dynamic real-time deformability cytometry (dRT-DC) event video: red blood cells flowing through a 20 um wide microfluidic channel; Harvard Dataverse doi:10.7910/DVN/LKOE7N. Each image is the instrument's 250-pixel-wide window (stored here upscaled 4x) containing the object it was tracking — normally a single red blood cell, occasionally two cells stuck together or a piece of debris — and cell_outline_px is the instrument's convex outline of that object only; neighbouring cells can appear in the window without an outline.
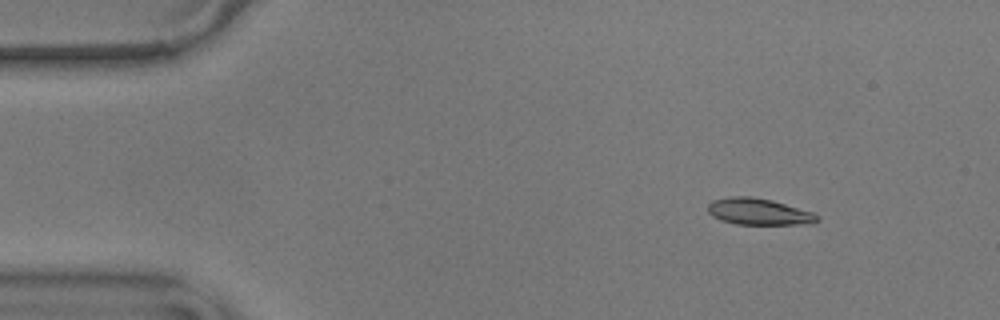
{"species": "common noctule bat (a hibernating species)", "species_latin": "Nyctalus noctula", "temperature_condition": "warm", "stored_images_in_passage": 5, "camera_frame_rate_fps": 3000, "um_per_image_px": 0.085, "animal": {"sex": "male", "body_mass_g": 17.9}, "frame": {"image": 1, "passage_image": 1, "time_ms": 0.0, "image_size_px": [1000, 320], "cell_outline_px": [[820, 220], [808, 224], [736, 224], [720, 220], [712, 216], [708, 212], [708, 204], [712, 200], [732, 196], [752, 196], [772, 200], [812, 212], [820, 216]], "centroid_in_image_um": [64.48, 17.99], "position_along_channel_um": 20.5, "area_um2": 16.94}}